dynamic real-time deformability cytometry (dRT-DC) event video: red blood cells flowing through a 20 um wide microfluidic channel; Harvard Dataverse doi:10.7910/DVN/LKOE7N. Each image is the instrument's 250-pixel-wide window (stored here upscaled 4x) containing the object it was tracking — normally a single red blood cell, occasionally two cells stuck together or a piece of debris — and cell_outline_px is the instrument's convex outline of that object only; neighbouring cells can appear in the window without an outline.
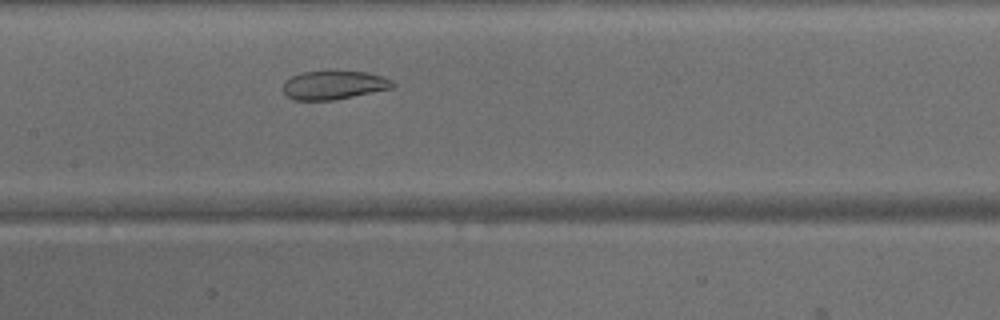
{"species": "common noctule bat (a hibernating species)", "species_latin": "Nyctalus noctula", "temperature_condition": "warm", "stored_images_in_passage": 38, "camera_frame_rate_fps": 3000, "um_per_image_px": 0.085, "animal": {"sex": "male", "body_mass_g": 15.6}, "frame": {"image": 1, "passage_image": 14, "time_ms": 4.333, "image_size_px": [1000, 320], "cell_outline_px": [[396, 84], [392, 88], [332, 100], [296, 100], [288, 96], [280, 88], [284, 80], [300, 72], [368, 72], [384, 76], [392, 80]], "centroid_in_image_um": [28.35, 7.23], "position_along_channel_um": 179.1, "area_um2": 18.21}}
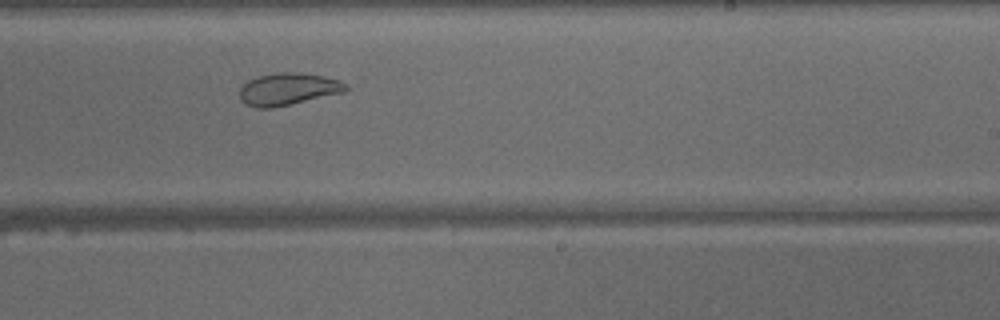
{"frame": {"image": 2, "passage_image": 20, "time_ms": 6.333, "image_size_px": [1000, 320], "cell_outline_px": [[348, 88], [344, 92], [272, 108], [256, 108], [244, 104], [240, 100], [240, 88], [248, 80], [260, 76], [276, 72], [300, 72], [324, 76], [340, 80]], "centroid_in_image_um": [24.46, 7.57], "position_along_channel_um": 264.5, "area_um2": 19.88}}
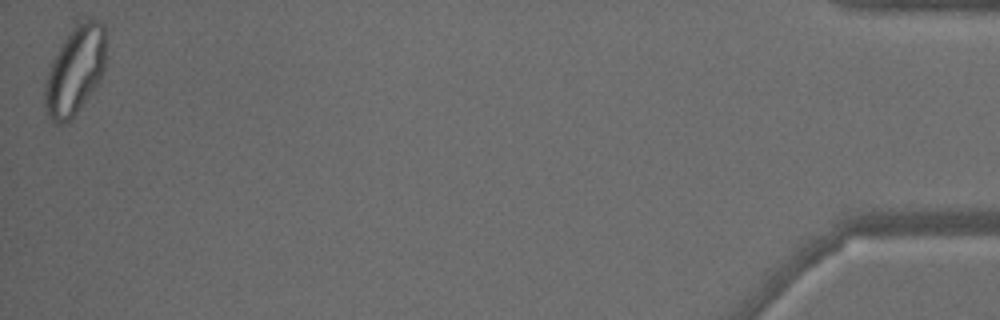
{"frame": {"image": 3, "passage_image": 38, "time_ms": 12.333, "image_size_px": [1000, 320], "cell_outline_px": [[104, 72], [100, 80], [76, 112], [68, 120], [60, 124], [52, 124], [44, 104], [44, 84], [52, 60], [60, 44], [68, 32], [72, 28], [84, 20], [92, 16], [100, 20], [104, 24]], "centroid_in_image_um": [6.36, 5.95], "position_along_channel_um": 428.8, "area_um2": 31.33}}